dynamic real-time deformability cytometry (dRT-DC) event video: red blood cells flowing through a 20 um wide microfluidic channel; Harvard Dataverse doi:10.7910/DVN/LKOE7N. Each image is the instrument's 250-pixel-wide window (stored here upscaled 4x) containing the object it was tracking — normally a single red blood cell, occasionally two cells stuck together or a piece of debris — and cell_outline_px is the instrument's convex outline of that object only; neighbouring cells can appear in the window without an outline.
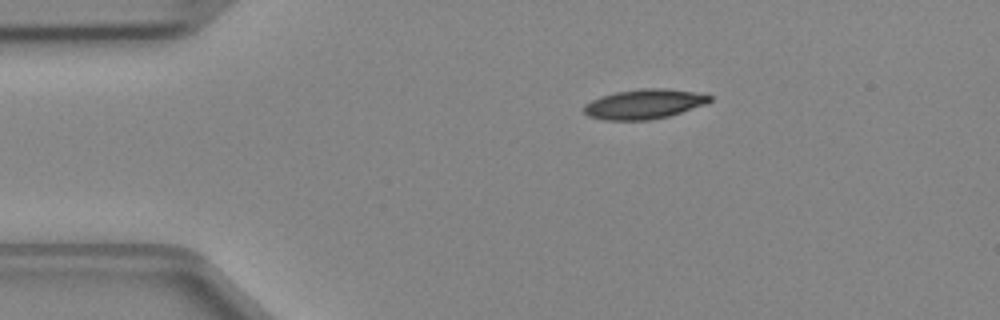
{"species": "Egyptian fruit bat (a non-hibernating species)", "species_latin": "Rousettus aegyptiacus", "temperature_condition": "cold", "stored_images_in_passage": 40, "camera_frame_rate_fps": 3000, "um_per_image_px": 0.085, "animal": {"sex": "female"}, "frame": {"image": 1, "passage_image": 1, "time_ms": 0.0, "image_size_px": [1000, 320], "cell_outline_px": [[712, 100], [708, 104], [668, 116], [652, 120], [604, 120], [588, 116], [584, 112], [584, 104], [600, 96], [616, 92], [640, 88], [660, 88], [708, 92], [712, 96]], "centroid_in_image_um": [54.83, 8.83], "position_along_channel_um": 30.2, "area_um2": 22.25}}
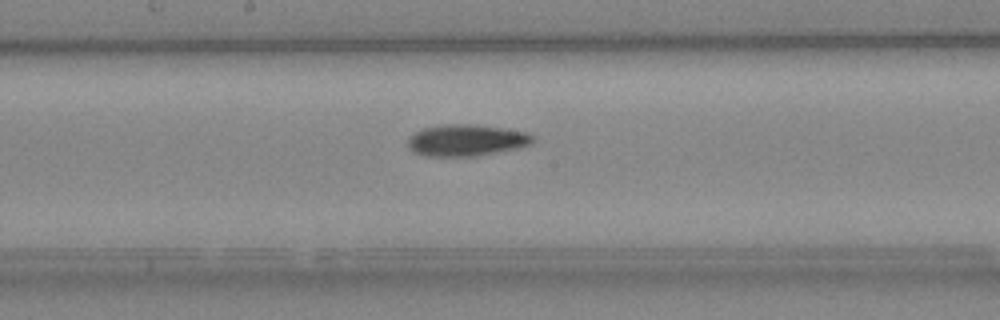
{"frame": {"image": 2, "passage_image": 17, "time_ms": 5.333, "image_size_px": [1000, 320], "cell_outline_px": [[536, 136], [532, 144], [516, 148], [476, 156], [424, 156], [412, 152], [408, 148], [408, 136], [424, 128], [440, 124], [476, 124], [528, 132]], "centroid_in_image_um": [39.63, 11.91], "position_along_channel_um": 208.6, "area_um2": 23.24}}
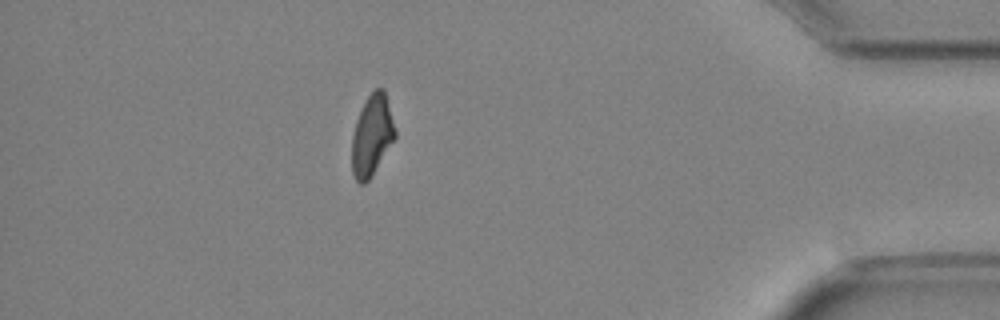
{"frame": {"image": 3, "passage_image": 34, "time_ms": 11.0, "image_size_px": [1000, 320], "cell_outline_px": [[396, 136], [368, 180], [364, 184], [360, 184], [356, 180], [352, 172], [352, 136], [356, 120], [368, 96], [376, 88], [384, 88], [396, 132]], "centroid_in_image_um": [31.6, 11.5], "position_along_channel_um": 403.6, "area_um2": 19.88}}